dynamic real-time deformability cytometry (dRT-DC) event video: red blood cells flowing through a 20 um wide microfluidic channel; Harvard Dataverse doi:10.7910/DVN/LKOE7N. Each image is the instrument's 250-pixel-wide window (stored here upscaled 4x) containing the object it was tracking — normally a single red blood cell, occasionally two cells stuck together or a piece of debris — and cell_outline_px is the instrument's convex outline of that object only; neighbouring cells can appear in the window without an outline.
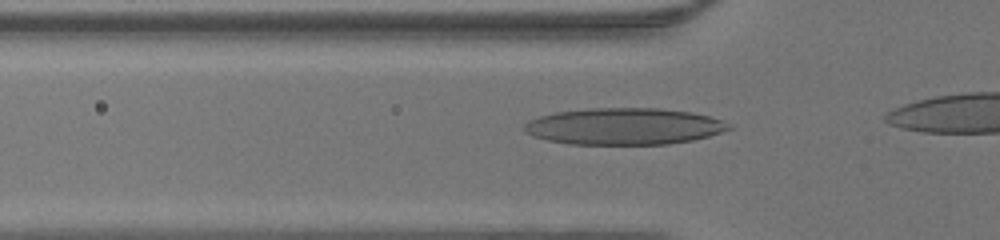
{"species": "human", "species_latin": "Homo sapiens", "temperature_condition": "warm", "stored_images_in_passage": 10, "camera_frame_rate_fps": 3000, "um_per_image_px": 0.085, "donor": {"sex": "male"}, "frame": {"image": 1, "passage_image": 2, "time_ms": 0.333, "image_size_px": [1000, 240], "cell_outline_px": [[732, 128], [708, 136], [692, 140], [668, 144], [568, 144], [548, 140], [532, 136], [524, 132], [524, 124], [528, 120], [540, 116], [556, 112], [588, 108], [660, 108], [692, 112], [724, 120]], "centroid_in_image_um": [53.02, 10.73], "position_along_channel_um": 72.8, "area_um2": 43.75}}
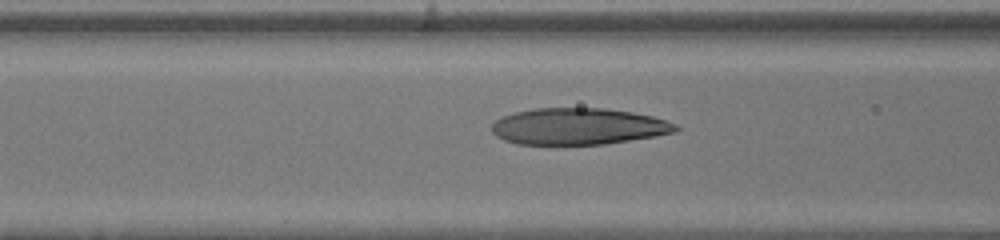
{"frame": {"image": 2, "passage_image": 5, "time_ms": 1.333, "image_size_px": [1000, 240], "cell_outline_px": [[680, 128], [676, 132], [656, 136], [604, 144], [516, 144], [504, 140], [496, 136], [492, 132], [492, 124], [496, 120], [504, 116], [516, 112], [532, 108], [604, 108], [632, 112], [652, 116], [676, 124]], "centroid_in_image_um": [49.16, 10.74], "position_along_channel_um": 117.4, "area_um2": 39.13}}
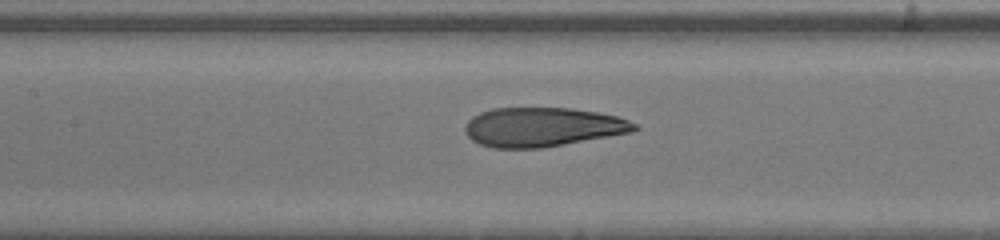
{"frame": {"image": 3, "passage_image": 8, "time_ms": 2.333, "image_size_px": [1000, 240], "cell_outline_px": [[640, 128], [632, 132], [544, 148], [492, 148], [480, 144], [472, 140], [464, 132], [464, 128], [468, 120], [472, 116], [480, 112], [492, 108], [568, 108], [596, 112], [616, 116], [628, 120], [636, 124]], "centroid_in_image_um": [46.09, 10.8], "position_along_channel_um": 161.3, "area_um2": 38.78}}